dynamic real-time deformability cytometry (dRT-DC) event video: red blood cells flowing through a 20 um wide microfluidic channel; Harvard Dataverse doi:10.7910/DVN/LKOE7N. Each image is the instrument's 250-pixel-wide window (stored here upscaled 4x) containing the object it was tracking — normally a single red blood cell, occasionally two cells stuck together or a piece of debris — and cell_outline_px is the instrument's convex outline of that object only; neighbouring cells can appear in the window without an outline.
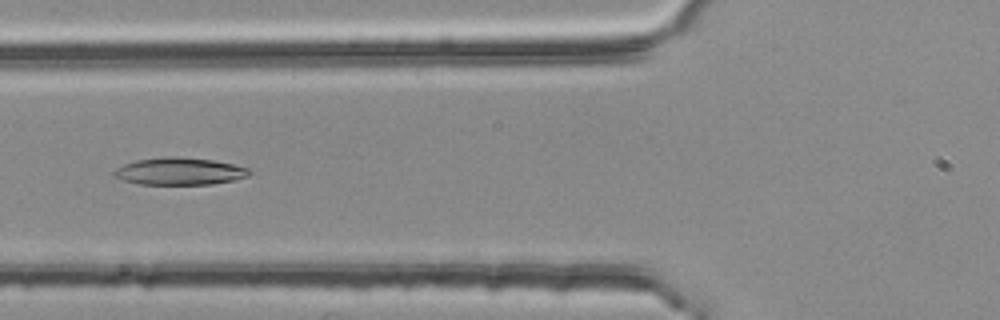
{"species": "common noctule bat (a hibernating species)", "species_latin": "Nyctalus noctula", "temperature_condition": "room temperature", "stored_images_in_passage": 38, "camera_frame_rate_fps": 3000, "um_per_image_px": 0.085, "animal": {"sex": "female", "body_mass_g": 25.1}, "frame": {"image": 1, "passage_image": 5, "time_ms": 1.333, "image_size_px": [1000, 320], "cell_outline_px": [[248, 176], [232, 180], [212, 184], [140, 184], [124, 180], [112, 176], [112, 172], [116, 168], [124, 164], [136, 160], [164, 156], [176, 156], [212, 160], [232, 164], [248, 168]], "centroid_in_image_um": [15.19, 14.55], "position_along_channel_um": 110.6, "area_um2": 21.33}}
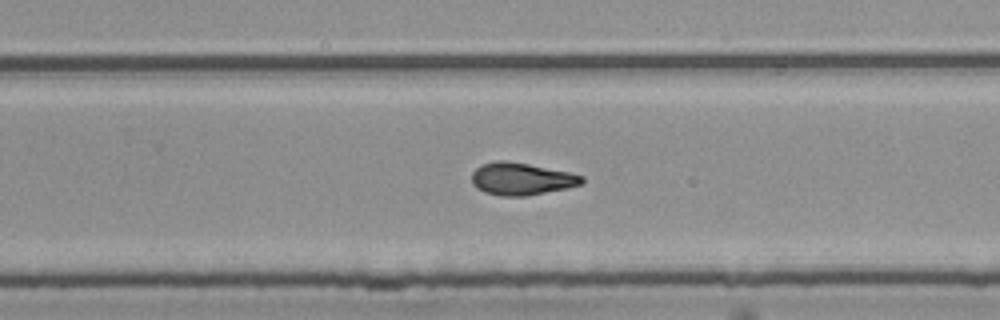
{"frame": {"image": 2, "passage_image": 19, "time_ms": 6.0, "image_size_px": [1000, 320], "cell_outline_px": [[584, 184], [568, 188], [528, 196], [500, 196], [484, 192], [476, 188], [472, 184], [472, 172], [480, 164], [496, 160], [504, 160], [528, 164], [568, 172], [584, 176]], "centroid_in_image_um": [44.31, 15.21], "position_along_channel_um": 285.5, "area_um2": 20.98}}
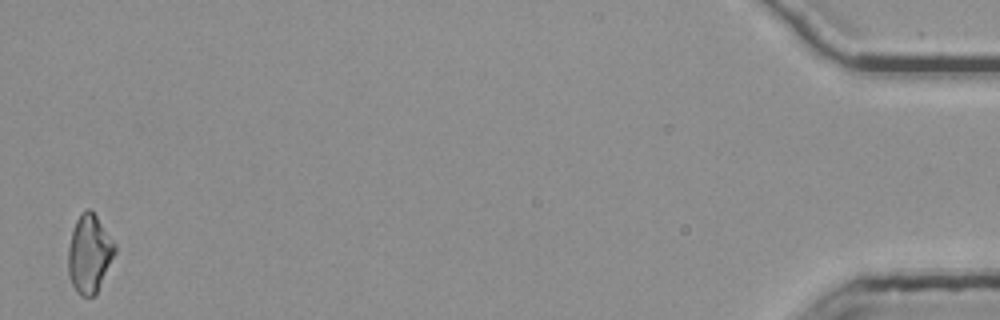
{"frame": {"image": 3, "passage_image": 38, "time_ms": 12.333, "image_size_px": [1000, 320], "cell_outline_px": [[116, 252], [96, 296], [80, 296], [76, 292], [72, 284], [68, 272], [68, 248], [72, 232], [76, 220], [80, 212], [88, 208], [96, 216], [116, 244]], "centroid_in_image_um": [7.6, 21.6], "position_along_channel_um": 427.6, "area_um2": 21.33}, "authors_computed_cell_mechanics": {"area_um2": 20.5768, "velocity_mm_per_s": 3.7452, "shape_relaxation_time_tau1_ms": null, "shape_relaxation_time_tau2_ms": 5.2089, "deformation_change_tau1": null, "deformation_change_tau2": 0.1283}}